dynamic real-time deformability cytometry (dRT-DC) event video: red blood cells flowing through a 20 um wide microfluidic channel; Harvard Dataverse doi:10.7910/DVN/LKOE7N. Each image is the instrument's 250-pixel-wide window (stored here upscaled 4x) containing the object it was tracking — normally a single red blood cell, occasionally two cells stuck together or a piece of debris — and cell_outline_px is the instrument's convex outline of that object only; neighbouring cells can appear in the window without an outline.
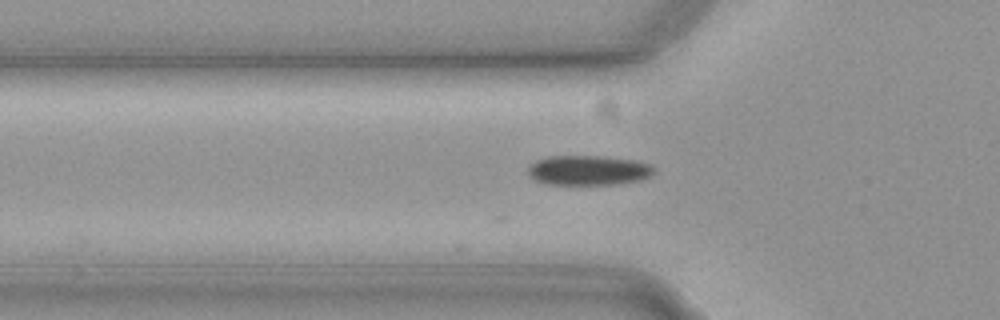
{"species": "common noctule bat (a hibernating species)", "species_latin": "Nyctalus noctula", "temperature_condition": "cold", "stored_images_in_passage": 8, "camera_frame_rate_fps": 3000, "um_per_image_px": 0.085, "animal": {"sex": "female", "body_mass_g": 19.3, "forearm_length_mm": 54.1}, "frame": {"image": 1, "passage_image": 3, "time_ms": 0.667, "image_size_px": [1000, 320], "cell_outline_px": [[656, 172], [640, 180], [616, 184], [544, 184], [528, 176], [528, 168], [536, 160], [548, 156], [600, 156], [632, 160], [652, 164], [656, 168]], "centroid_in_image_um": [50.02, 14.47], "position_along_channel_um": 75.8, "area_um2": 21.91}}
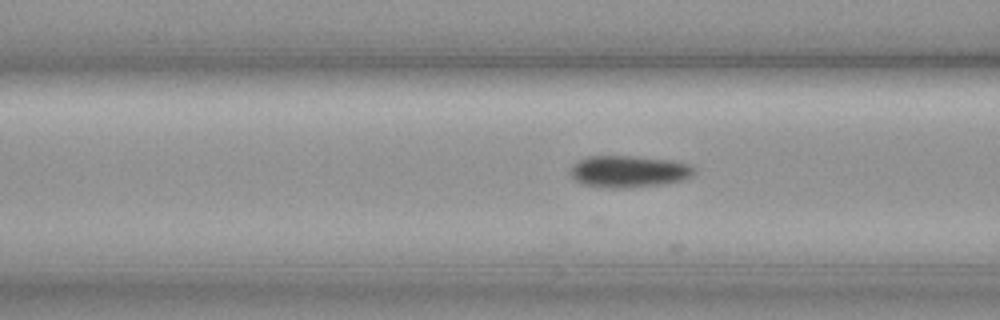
{"frame": {"image": 2, "passage_image": 6, "time_ms": 1.667, "image_size_px": [1000, 320], "cell_outline_px": [[696, 172], [680, 180], [660, 184], [624, 188], [608, 188], [580, 184], [572, 176], [572, 164], [576, 160], [588, 156], [632, 156], [672, 160], [692, 164], [696, 168]], "centroid_in_image_um": [53.43, 14.56], "position_along_channel_um": 113.2, "area_um2": 22.95}}